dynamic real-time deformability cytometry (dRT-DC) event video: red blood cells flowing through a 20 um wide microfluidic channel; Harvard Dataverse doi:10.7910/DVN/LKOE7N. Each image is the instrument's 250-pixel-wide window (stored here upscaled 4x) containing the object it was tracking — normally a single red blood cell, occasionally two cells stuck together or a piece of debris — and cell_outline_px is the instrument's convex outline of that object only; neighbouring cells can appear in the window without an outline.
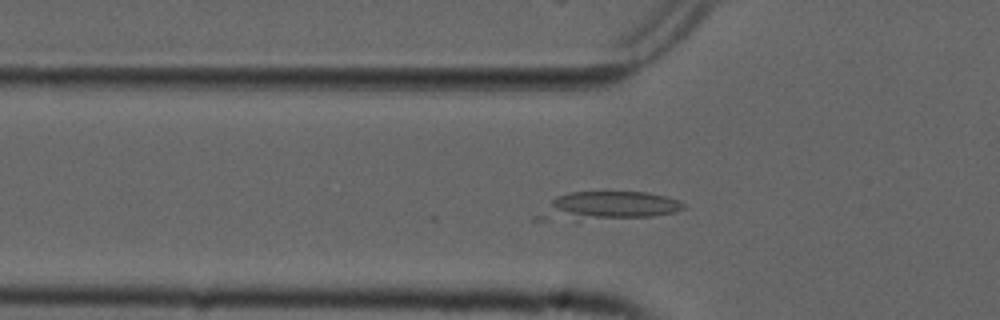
{"species": "common noctule bat (a hibernating species)", "species_latin": "Nyctalus noctula", "temperature_condition": "cold", "stored_images_in_passage": 54, "camera_frame_rate_fps": 3000, "um_per_image_px": 0.085, "animal": {"sex": "male", "forearm_length_mm": 52.5}, "frame": {"image": 1, "passage_image": 18, "time_ms": 5.667, "image_size_px": [1000, 320], "cell_outline_px": [[684, 208], [676, 212], [652, 216], [580, 224], [576, 224], [532, 220], [532, 216], [556, 196], [572, 192], [648, 192], [680, 200], [684, 204]], "centroid_in_image_um": [51.47, 17.6], "position_along_channel_um": 74.3, "area_um2": 26.01}}
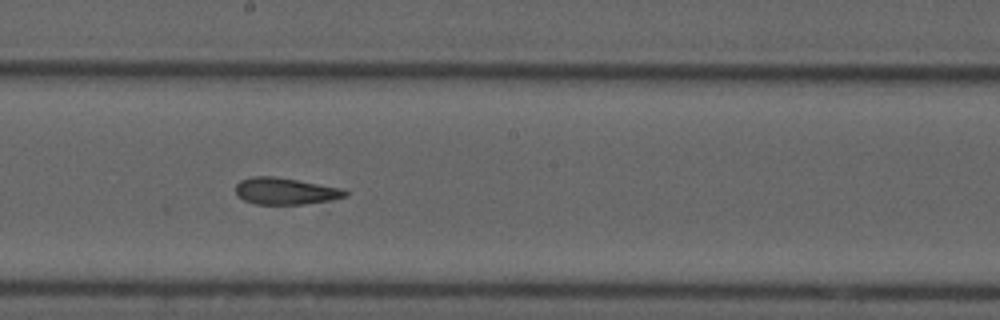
{"frame": {"image": 2, "passage_image": 30, "time_ms": 9.667, "image_size_px": [1000, 320], "cell_outline_px": [[348, 196], [328, 212], [324, 212], [256, 204], [244, 200], [236, 196], [236, 184], [240, 180], [252, 176], [272, 176], [296, 180], [340, 188], [348, 192]], "centroid_in_image_um": [24.61, 16.45], "position_along_channel_um": 223.6, "area_um2": 20.29}}
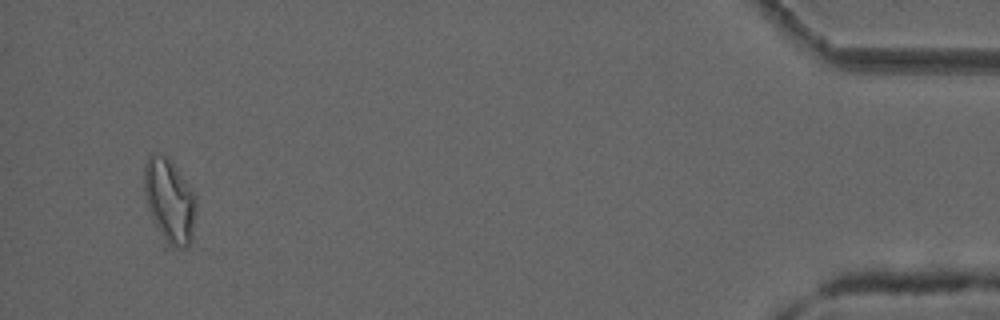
{"frame": {"image": 3, "passage_image": 52, "time_ms": 17.0, "image_size_px": [1000, 320], "cell_outline_px": [[196, 204], [192, 240], [184, 248], [164, 252], [160, 248], [148, 208], [144, 192], [144, 164], [148, 156], [156, 152], [168, 156], [172, 160], [196, 196]], "centroid_in_image_um": [14.37, 17.22], "position_along_channel_um": 420.8, "area_um2": 27.11}}